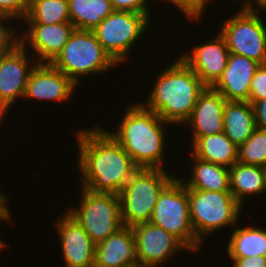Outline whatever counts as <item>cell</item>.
Returning a JSON list of instances; mask_svg holds the SVG:
<instances>
[{
  "instance_id": "1",
  "label": "cell",
  "mask_w": 266,
  "mask_h": 267,
  "mask_svg": "<svg viewBox=\"0 0 266 267\" xmlns=\"http://www.w3.org/2000/svg\"><path fill=\"white\" fill-rule=\"evenodd\" d=\"M82 186L94 193L118 194L139 169L119 142L102 127L75 131Z\"/></svg>"
},
{
  "instance_id": "2",
  "label": "cell",
  "mask_w": 266,
  "mask_h": 267,
  "mask_svg": "<svg viewBox=\"0 0 266 267\" xmlns=\"http://www.w3.org/2000/svg\"><path fill=\"white\" fill-rule=\"evenodd\" d=\"M114 132L109 133L131 156L138 168L164 169L166 126L155 112L148 110L141 102L131 104ZM170 124V125H168ZM166 125V126H165Z\"/></svg>"
},
{
  "instance_id": "3",
  "label": "cell",
  "mask_w": 266,
  "mask_h": 267,
  "mask_svg": "<svg viewBox=\"0 0 266 267\" xmlns=\"http://www.w3.org/2000/svg\"><path fill=\"white\" fill-rule=\"evenodd\" d=\"M167 66L155 78L146 103H142L163 121L184 124L207 86L180 57Z\"/></svg>"
},
{
  "instance_id": "4",
  "label": "cell",
  "mask_w": 266,
  "mask_h": 267,
  "mask_svg": "<svg viewBox=\"0 0 266 267\" xmlns=\"http://www.w3.org/2000/svg\"><path fill=\"white\" fill-rule=\"evenodd\" d=\"M175 177L165 169L139 168L118 193L123 226L149 222L161 191Z\"/></svg>"
},
{
  "instance_id": "5",
  "label": "cell",
  "mask_w": 266,
  "mask_h": 267,
  "mask_svg": "<svg viewBox=\"0 0 266 267\" xmlns=\"http://www.w3.org/2000/svg\"><path fill=\"white\" fill-rule=\"evenodd\" d=\"M51 64L76 85L81 76L104 73L116 65H121L102 47L93 31L78 29L71 34L66 45Z\"/></svg>"
},
{
  "instance_id": "6",
  "label": "cell",
  "mask_w": 266,
  "mask_h": 267,
  "mask_svg": "<svg viewBox=\"0 0 266 267\" xmlns=\"http://www.w3.org/2000/svg\"><path fill=\"white\" fill-rule=\"evenodd\" d=\"M188 199L191 224L201 243L216 230L239 223L243 207L230 191L188 189Z\"/></svg>"
},
{
  "instance_id": "7",
  "label": "cell",
  "mask_w": 266,
  "mask_h": 267,
  "mask_svg": "<svg viewBox=\"0 0 266 267\" xmlns=\"http://www.w3.org/2000/svg\"><path fill=\"white\" fill-rule=\"evenodd\" d=\"M149 222L178 238L188 252L200 250L202 243L196 238L190 220L188 189L177 175L161 191Z\"/></svg>"
},
{
  "instance_id": "8",
  "label": "cell",
  "mask_w": 266,
  "mask_h": 267,
  "mask_svg": "<svg viewBox=\"0 0 266 267\" xmlns=\"http://www.w3.org/2000/svg\"><path fill=\"white\" fill-rule=\"evenodd\" d=\"M78 208L66 210L97 245L117 232L123 224L118 194L94 193L82 187Z\"/></svg>"
},
{
  "instance_id": "9",
  "label": "cell",
  "mask_w": 266,
  "mask_h": 267,
  "mask_svg": "<svg viewBox=\"0 0 266 267\" xmlns=\"http://www.w3.org/2000/svg\"><path fill=\"white\" fill-rule=\"evenodd\" d=\"M150 19L148 15L136 12L113 11L99 23L93 33L109 55L118 64H123L135 42L148 31L146 29L150 27Z\"/></svg>"
},
{
  "instance_id": "10",
  "label": "cell",
  "mask_w": 266,
  "mask_h": 267,
  "mask_svg": "<svg viewBox=\"0 0 266 267\" xmlns=\"http://www.w3.org/2000/svg\"><path fill=\"white\" fill-rule=\"evenodd\" d=\"M238 13L224 20L220 35L230 53L248 57L260 65L266 64V23L259 10L238 9Z\"/></svg>"
},
{
  "instance_id": "11",
  "label": "cell",
  "mask_w": 266,
  "mask_h": 267,
  "mask_svg": "<svg viewBox=\"0 0 266 267\" xmlns=\"http://www.w3.org/2000/svg\"><path fill=\"white\" fill-rule=\"evenodd\" d=\"M27 53L14 37L0 49V122L14 101L24 97L28 76L34 67L29 64L31 58Z\"/></svg>"
},
{
  "instance_id": "12",
  "label": "cell",
  "mask_w": 266,
  "mask_h": 267,
  "mask_svg": "<svg viewBox=\"0 0 266 267\" xmlns=\"http://www.w3.org/2000/svg\"><path fill=\"white\" fill-rule=\"evenodd\" d=\"M132 231L138 267H160L179 250H188L178 238L150 222L133 226Z\"/></svg>"
},
{
  "instance_id": "13",
  "label": "cell",
  "mask_w": 266,
  "mask_h": 267,
  "mask_svg": "<svg viewBox=\"0 0 266 267\" xmlns=\"http://www.w3.org/2000/svg\"><path fill=\"white\" fill-rule=\"evenodd\" d=\"M56 219L65 267H94L96 244L66 211Z\"/></svg>"
},
{
  "instance_id": "14",
  "label": "cell",
  "mask_w": 266,
  "mask_h": 267,
  "mask_svg": "<svg viewBox=\"0 0 266 267\" xmlns=\"http://www.w3.org/2000/svg\"><path fill=\"white\" fill-rule=\"evenodd\" d=\"M29 29L20 36L16 28L14 38L24 47L38 54L37 63H51L66 45L75 27L71 22L57 24H29ZM27 32V33H26ZM20 36V37H18ZM26 43V44H25ZM41 59V60H40Z\"/></svg>"
},
{
  "instance_id": "15",
  "label": "cell",
  "mask_w": 266,
  "mask_h": 267,
  "mask_svg": "<svg viewBox=\"0 0 266 267\" xmlns=\"http://www.w3.org/2000/svg\"><path fill=\"white\" fill-rule=\"evenodd\" d=\"M77 86L51 63L36 62L28 76L23 99L50 100L59 103L69 100Z\"/></svg>"
},
{
  "instance_id": "16",
  "label": "cell",
  "mask_w": 266,
  "mask_h": 267,
  "mask_svg": "<svg viewBox=\"0 0 266 267\" xmlns=\"http://www.w3.org/2000/svg\"><path fill=\"white\" fill-rule=\"evenodd\" d=\"M214 37L180 56L207 87H212L221 77L230 54L220 33Z\"/></svg>"
},
{
  "instance_id": "17",
  "label": "cell",
  "mask_w": 266,
  "mask_h": 267,
  "mask_svg": "<svg viewBox=\"0 0 266 267\" xmlns=\"http://www.w3.org/2000/svg\"><path fill=\"white\" fill-rule=\"evenodd\" d=\"M226 99L212 87H206L199 95L190 117L184 122L191 126V144L199 137L222 133Z\"/></svg>"
},
{
  "instance_id": "18",
  "label": "cell",
  "mask_w": 266,
  "mask_h": 267,
  "mask_svg": "<svg viewBox=\"0 0 266 267\" xmlns=\"http://www.w3.org/2000/svg\"><path fill=\"white\" fill-rule=\"evenodd\" d=\"M259 66L248 57L230 53L226 68L212 88L227 101L249 102L250 83Z\"/></svg>"
},
{
  "instance_id": "19",
  "label": "cell",
  "mask_w": 266,
  "mask_h": 267,
  "mask_svg": "<svg viewBox=\"0 0 266 267\" xmlns=\"http://www.w3.org/2000/svg\"><path fill=\"white\" fill-rule=\"evenodd\" d=\"M94 267H138L132 227L123 226L96 245Z\"/></svg>"
},
{
  "instance_id": "20",
  "label": "cell",
  "mask_w": 266,
  "mask_h": 267,
  "mask_svg": "<svg viewBox=\"0 0 266 267\" xmlns=\"http://www.w3.org/2000/svg\"><path fill=\"white\" fill-rule=\"evenodd\" d=\"M225 135L237 146L242 145L256 128L250 102L226 101L223 115Z\"/></svg>"
},
{
  "instance_id": "21",
  "label": "cell",
  "mask_w": 266,
  "mask_h": 267,
  "mask_svg": "<svg viewBox=\"0 0 266 267\" xmlns=\"http://www.w3.org/2000/svg\"><path fill=\"white\" fill-rule=\"evenodd\" d=\"M229 182L230 192L243 206L247 196L266 192V167L236 162L229 168Z\"/></svg>"
},
{
  "instance_id": "22",
  "label": "cell",
  "mask_w": 266,
  "mask_h": 267,
  "mask_svg": "<svg viewBox=\"0 0 266 267\" xmlns=\"http://www.w3.org/2000/svg\"><path fill=\"white\" fill-rule=\"evenodd\" d=\"M192 173L187 181L180 178L187 189L203 191H230L229 168L207 162L192 153Z\"/></svg>"
},
{
  "instance_id": "23",
  "label": "cell",
  "mask_w": 266,
  "mask_h": 267,
  "mask_svg": "<svg viewBox=\"0 0 266 267\" xmlns=\"http://www.w3.org/2000/svg\"><path fill=\"white\" fill-rule=\"evenodd\" d=\"M191 146L195 157L227 168L238 160V147L224 132L199 137Z\"/></svg>"
},
{
  "instance_id": "24",
  "label": "cell",
  "mask_w": 266,
  "mask_h": 267,
  "mask_svg": "<svg viewBox=\"0 0 266 267\" xmlns=\"http://www.w3.org/2000/svg\"><path fill=\"white\" fill-rule=\"evenodd\" d=\"M237 227V228H236ZM233 227L227 244L229 257L266 256V230L256 226Z\"/></svg>"
},
{
  "instance_id": "25",
  "label": "cell",
  "mask_w": 266,
  "mask_h": 267,
  "mask_svg": "<svg viewBox=\"0 0 266 267\" xmlns=\"http://www.w3.org/2000/svg\"><path fill=\"white\" fill-rule=\"evenodd\" d=\"M68 7L75 29L88 31L114 11L110 0H68Z\"/></svg>"
},
{
  "instance_id": "26",
  "label": "cell",
  "mask_w": 266,
  "mask_h": 267,
  "mask_svg": "<svg viewBox=\"0 0 266 267\" xmlns=\"http://www.w3.org/2000/svg\"><path fill=\"white\" fill-rule=\"evenodd\" d=\"M23 20L26 24H57L71 22L68 0H30Z\"/></svg>"
},
{
  "instance_id": "27",
  "label": "cell",
  "mask_w": 266,
  "mask_h": 267,
  "mask_svg": "<svg viewBox=\"0 0 266 267\" xmlns=\"http://www.w3.org/2000/svg\"><path fill=\"white\" fill-rule=\"evenodd\" d=\"M237 162L266 167V131L255 128L252 135L238 147Z\"/></svg>"
},
{
  "instance_id": "28",
  "label": "cell",
  "mask_w": 266,
  "mask_h": 267,
  "mask_svg": "<svg viewBox=\"0 0 266 267\" xmlns=\"http://www.w3.org/2000/svg\"><path fill=\"white\" fill-rule=\"evenodd\" d=\"M29 5L30 0H0V18L6 23L17 19L23 20L27 15Z\"/></svg>"
},
{
  "instance_id": "29",
  "label": "cell",
  "mask_w": 266,
  "mask_h": 267,
  "mask_svg": "<svg viewBox=\"0 0 266 267\" xmlns=\"http://www.w3.org/2000/svg\"><path fill=\"white\" fill-rule=\"evenodd\" d=\"M266 99V64L260 65L250 83L249 102L253 105L258 100Z\"/></svg>"
},
{
  "instance_id": "30",
  "label": "cell",
  "mask_w": 266,
  "mask_h": 267,
  "mask_svg": "<svg viewBox=\"0 0 266 267\" xmlns=\"http://www.w3.org/2000/svg\"><path fill=\"white\" fill-rule=\"evenodd\" d=\"M114 11H129L145 14L151 17L152 11L148 7L146 0H110ZM168 0H166L167 2ZM165 2V0H164Z\"/></svg>"
},
{
  "instance_id": "31",
  "label": "cell",
  "mask_w": 266,
  "mask_h": 267,
  "mask_svg": "<svg viewBox=\"0 0 266 267\" xmlns=\"http://www.w3.org/2000/svg\"><path fill=\"white\" fill-rule=\"evenodd\" d=\"M236 1H238V0H236ZM242 1H243L242 4L243 3L244 4H243L242 8H240V9L250 10V1L251 0H249V2H247L246 0H242ZM207 2L210 3L209 0H198L189 10H181V11L183 12L184 16H186V18H188L189 20L192 19V21H193L195 19L196 20L200 19L201 16L202 15L204 16V14H205L204 11L206 9L205 7H207V5H206V4H208ZM239 2H240V0H239Z\"/></svg>"
},
{
  "instance_id": "32",
  "label": "cell",
  "mask_w": 266,
  "mask_h": 267,
  "mask_svg": "<svg viewBox=\"0 0 266 267\" xmlns=\"http://www.w3.org/2000/svg\"><path fill=\"white\" fill-rule=\"evenodd\" d=\"M232 267H266V256L230 257Z\"/></svg>"
},
{
  "instance_id": "33",
  "label": "cell",
  "mask_w": 266,
  "mask_h": 267,
  "mask_svg": "<svg viewBox=\"0 0 266 267\" xmlns=\"http://www.w3.org/2000/svg\"><path fill=\"white\" fill-rule=\"evenodd\" d=\"M256 128L266 131V99L258 100L253 105Z\"/></svg>"
},
{
  "instance_id": "34",
  "label": "cell",
  "mask_w": 266,
  "mask_h": 267,
  "mask_svg": "<svg viewBox=\"0 0 266 267\" xmlns=\"http://www.w3.org/2000/svg\"><path fill=\"white\" fill-rule=\"evenodd\" d=\"M9 25L10 24L6 27L3 20L0 18V49L14 37V27L11 29Z\"/></svg>"
},
{
  "instance_id": "35",
  "label": "cell",
  "mask_w": 266,
  "mask_h": 267,
  "mask_svg": "<svg viewBox=\"0 0 266 267\" xmlns=\"http://www.w3.org/2000/svg\"><path fill=\"white\" fill-rule=\"evenodd\" d=\"M8 205H0V223L9 221L8 223L12 222V215L10 214V208H7ZM8 244L5 241H1L0 239V250L4 249Z\"/></svg>"
},
{
  "instance_id": "36",
  "label": "cell",
  "mask_w": 266,
  "mask_h": 267,
  "mask_svg": "<svg viewBox=\"0 0 266 267\" xmlns=\"http://www.w3.org/2000/svg\"><path fill=\"white\" fill-rule=\"evenodd\" d=\"M198 0H168L180 10H189Z\"/></svg>"
},
{
  "instance_id": "37",
  "label": "cell",
  "mask_w": 266,
  "mask_h": 267,
  "mask_svg": "<svg viewBox=\"0 0 266 267\" xmlns=\"http://www.w3.org/2000/svg\"><path fill=\"white\" fill-rule=\"evenodd\" d=\"M253 3L257 4V5H253ZM256 6V8H255ZM257 6L259 8H262L264 10H266V0H252L250 2V10H259V8L257 9Z\"/></svg>"
},
{
  "instance_id": "38",
  "label": "cell",
  "mask_w": 266,
  "mask_h": 267,
  "mask_svg": "<svg viewBox=\"0 0 266 267\" xmlns=\"http://www.w3.org/2000/svg\"><path fill=\"white\" fill-rule=\"evenodd\" d=\"M3 191H0V205H7V196L5 197L4 193H1Z\"/></svg>"
}]
</instances>
